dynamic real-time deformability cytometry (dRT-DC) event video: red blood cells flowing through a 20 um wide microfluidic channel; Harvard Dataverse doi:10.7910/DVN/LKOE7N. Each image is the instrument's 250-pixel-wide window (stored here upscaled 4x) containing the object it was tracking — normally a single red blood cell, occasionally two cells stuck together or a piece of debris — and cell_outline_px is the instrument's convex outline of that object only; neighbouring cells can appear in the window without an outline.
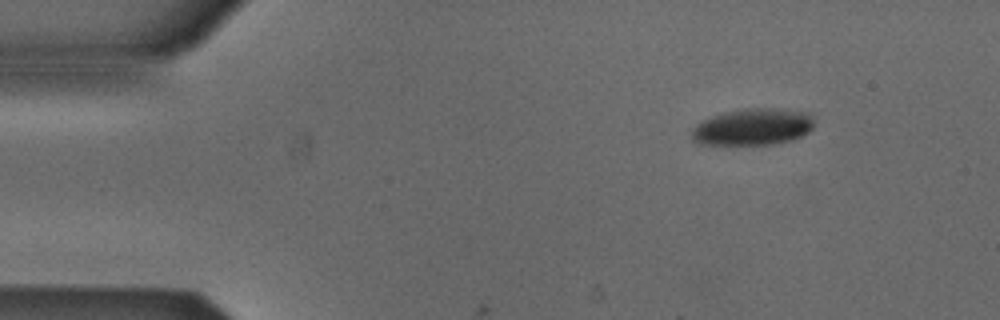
{"species": "Egyptian fruit bat (a non-hibernating species)", "species_latin": "Rousettus aegyptiacus", "temperature_condition": "cold", "stored_images_in_passage": 5, "camera_frame_rate_fps": 3000, "um_per_image_px": 0.085, "animal": {"sex": "male"}, "frame": {"image": 1, "passage_image": 1, "time_ms": 0.0, "image_size_px": [1000, 320], "cell_outline_px": [[812, 128], [808, 132], [792, 140], [772, 144], [728, 148], [700, 144], [692, 140], [692, 128], [696, 124], [712, 116], [728, 112], [748, 108], [772, 108], [808, 112], [812, 116]], "centroid_in_image_um": [63.92, 10.85], "position_along_channel_um": 21.1, "area_um2": 26.93}}